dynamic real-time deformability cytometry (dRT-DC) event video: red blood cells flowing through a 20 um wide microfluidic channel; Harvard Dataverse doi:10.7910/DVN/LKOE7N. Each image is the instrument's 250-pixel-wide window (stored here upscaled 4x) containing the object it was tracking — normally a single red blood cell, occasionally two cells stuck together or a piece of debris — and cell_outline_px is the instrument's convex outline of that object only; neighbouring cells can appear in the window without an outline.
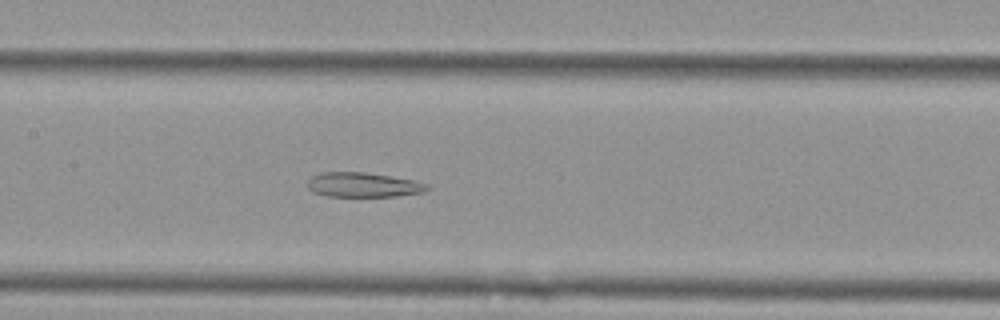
{"species": "Egyptian fruit bat (a non-hibernating species)", "species_latin": "Rousettus aegyptiacus", "temperature_condition": "cold", "stored_images_in_passage": 50, "camera_frame_rate_fps": 3000, "um_per_image_px": 0.085, "animal": {"sex": "female"}, "frame": {"image": 1, "passage_image": 21, "time_ms": 6.667, "image_size_px": [1000, 320], "cell_outline_px": [[432, 188], [424, 192], [396, 196], [324, 196], [312, 192], [308, 188], [308, 180], [312, 176], [320, 172], [364, 172], [416, 180]], "centroid_in_image_um": [30.85, 15.71], "position_along_channel_um": 176.5, "area_um2": 17.22}}
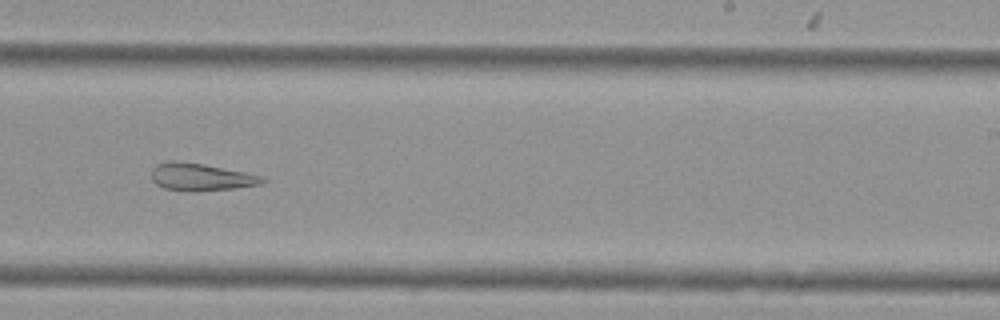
{"frame": {"image": 2, "passage_image": 29, "time_ms": 9.333, "image_size_px": [1000, 320], "cell_outline_px": [[264, 180], [260, 184], [232, 188], [196, 192], [192, 192], [164, 188], [156, 184], [152, 180], [152, 168], [156, 164], [172, 160], [176, 160], [204, 164], [244, 172], [260, 176]], "centroid_in_image_um": [16.99, 15.04], "position_along_channel_um": 272.0, "area_um2": 17.57}}
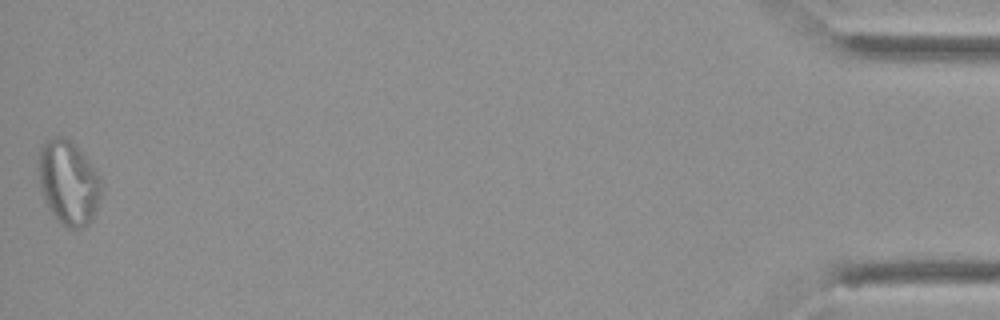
{"frame": {"image": 3, "passage_image": 50, "time_ms": 16.333, "image_size_px": [1000, 320], "cell_outline_px": [[100, 196], [96, 208], [88, 224], [80, 228], [68, 228], [48, 208], [44, 200], [40, 188], [40, 148], [48, 140], [56, 136], [68, 136], [80, 148], [100, 176]], "centroid_in_image_um": [5.83, 15.47], "position_along_channel_um": 429.4, "area_um2": 30.35}, "authors_computed_cell_mechanics": {"area_um2": 23.8714, "velocity_mm_per_s": 3.5986, "shape_relaxation_time_tau1_ms": null, "shape_relaxation_time_tau2_ms": 3.7978, "deformation_change_tau1": null, "deformation_change_tau2": 0.1397}}